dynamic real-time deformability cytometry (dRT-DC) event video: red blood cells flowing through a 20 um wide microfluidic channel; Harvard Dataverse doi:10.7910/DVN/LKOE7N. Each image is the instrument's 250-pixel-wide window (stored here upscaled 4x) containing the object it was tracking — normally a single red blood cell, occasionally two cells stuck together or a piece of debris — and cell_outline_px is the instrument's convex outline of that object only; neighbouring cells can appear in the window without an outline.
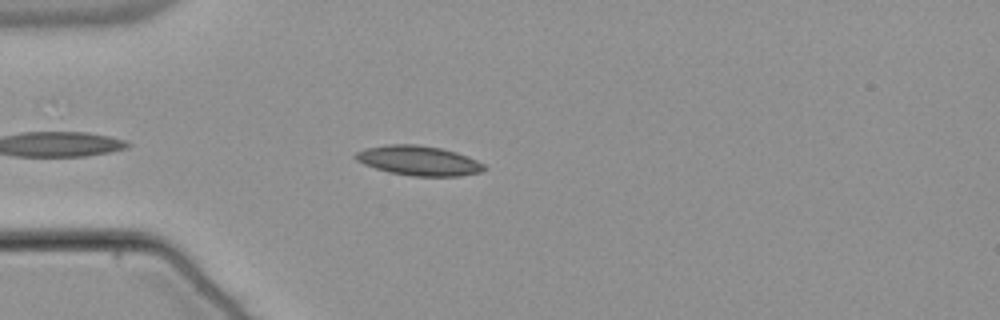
{"species": "common noctule bat (a hibernating species)", "species_latin": "Nyctalus noctula", "temperature_condition": "warm", "stored_images_in_passage": 29, "camera_frame_rate_fps": 3000, "um_per_image_px": 0.085, "animal": {"sex": "male", "body_mass_g": 21.5, "forearm_length_mm": 52.0}, "frame": {"image": 1, "passage_image": 5, "time_ms": 1.333, "image_size_px": [1000, 320], "cell_outline_px": [[488, 168], [480, 172], [460, 176], [412, 176], [388, 172], [364, 164], [356, 160], [352, 156], [356, 152], [364, 148], [388, 144], [416, 144], [440, 148], [456, 152], [468, 156], [484, 164]], "centroid_in_image_um": [35.57, 13.65], "position_along_channel_um": 49.4, "area_um2": 22.37}}
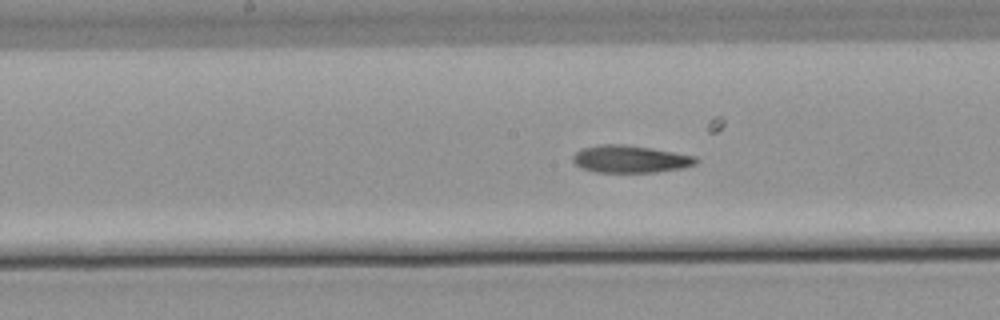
{"frame": {"image": 2, "passage_image": 14, "time_ms": 4.333, "image_size_px": [1000, 320], "cell_outline_px": [[700, 160], [696, 164], [684, 168], [656, 172], [596, 172], [580, 168], [572, 160], [572, 156], [580, 148], [600, 144], [624, 144], [652, 148], [696, 156]], "centroid_in_image_um": [53.57, 13.52], "position_along_channel_um": 194.6, "area_um2": 19.88}}
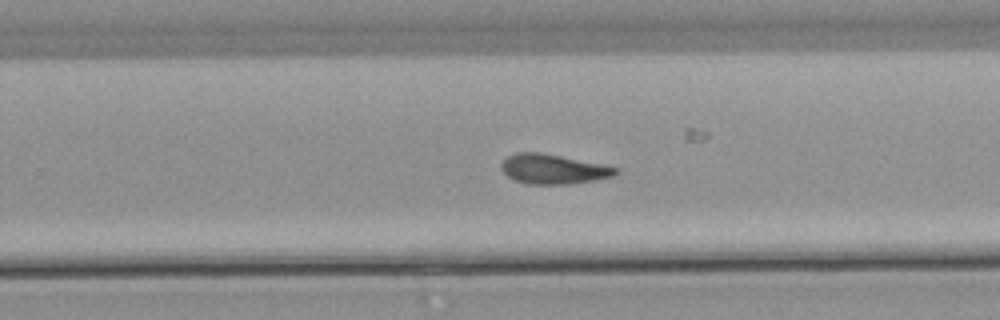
{"frame": {"image": 3, "passage_image": 21, "time_ms": 6.667, "image_size_px": [1000, 320], "cell_outline_px": [[620, 172], [612, 176], [592, 180], [568, 184], [528, 184], [512, 180], [500, 168], [500, 164], [508, 156], [516, 152], [540, 152], [604, 164], [620, 168]], "centroid_in_image_um": [47.02, 14.36], "position_along_channel_um": 282.8, "area_um2": 19.88}}